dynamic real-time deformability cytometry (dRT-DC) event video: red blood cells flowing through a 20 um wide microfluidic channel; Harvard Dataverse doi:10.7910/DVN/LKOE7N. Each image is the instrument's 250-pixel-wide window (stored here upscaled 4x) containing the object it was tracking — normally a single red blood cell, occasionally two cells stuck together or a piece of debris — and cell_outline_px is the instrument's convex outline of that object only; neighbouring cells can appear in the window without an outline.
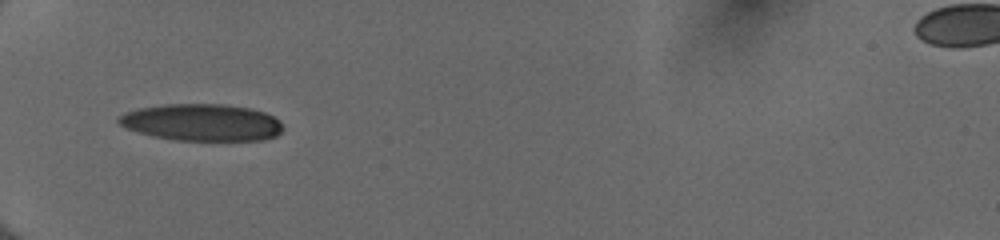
{"species": "human", "species_latin": "Homo sapiens", "temperature_condition": "cold", "stored_images_in_passage": 33, "camera_frame_rate_fps": 3000, "um_per_image_px": 0.085, "donor": {"sex": "female"}, "frame": {"image": 1, "passage_image": 1, "time_ms": 0.0, "image_size_px": [1000, 240], "cell_outline_px": [[284, 128], [276, 136], [264, 140], [176, 140], [152, 136], [128, 128], [120, 124], [116, 120], [124, 112], [136, 108], [168, 104], [224, 104], [248, 108], [264, 112], [280, 120], [284, 124]], "centroid_in_image_um": [17.18, 10.4], "position_along_channel_um": 67.8, "area_um2": 35.37}}
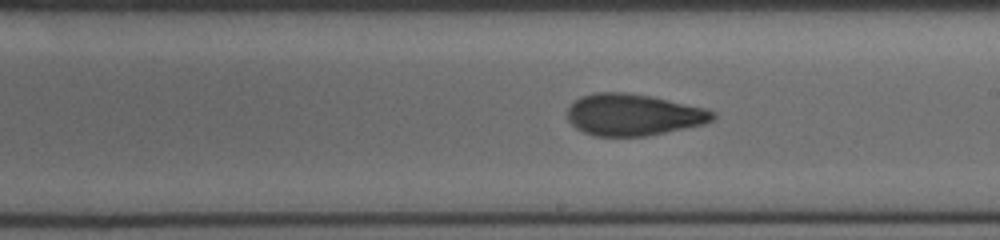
{"frame": {"image": 2, "passage_image": 14, "time_ms": 4.333, "image_size_px": [1000, 240], "cell_outline_px": [[716, 116], [712, 120], [704, 124], [644, 136], [592, 136], [576, 128], [568, 120], [568, 108], [580, 96], [596, 92], [624, 92], [652, 96], [704, 108], [716, 112]], "centroid_in_image_um": [53.82, 9.75], "position_along_channel_um": 235.2, "area_um2": 35.14}}
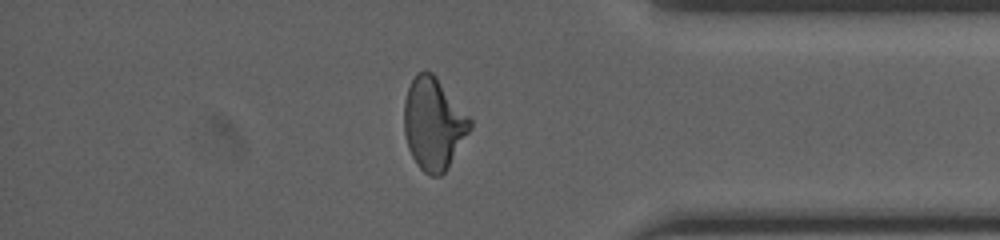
{"frame": {"image": 3, "passage_image": 27, "time_ms": 8.667, "image_size_px": [1000, 240], "cell_outline_px": [[472, 128], [448, 168], [440, 176], [428, 176], [416, 164], [408, 148], [404, 132], [404, 100], [408, 88], [416, 72], [432, 72], [436, 76], [472, 120]], "centroid_in_image_um": [36.85, 10.54], "position_along_channel_um": 398.4, "area_um2": 35.37}, "authors_computed_cell_mechanics": {"area_um2": 35.1424, "velocity_mm_per_s": 4.0473, "shape_relaxation_time_tau1_ms": 5.1145, "shape_relaxation_time_tau2_ms": 1.8291, "deformation_change_tau1": 0.1795, "deformation_change_tau2": 0.0857}}